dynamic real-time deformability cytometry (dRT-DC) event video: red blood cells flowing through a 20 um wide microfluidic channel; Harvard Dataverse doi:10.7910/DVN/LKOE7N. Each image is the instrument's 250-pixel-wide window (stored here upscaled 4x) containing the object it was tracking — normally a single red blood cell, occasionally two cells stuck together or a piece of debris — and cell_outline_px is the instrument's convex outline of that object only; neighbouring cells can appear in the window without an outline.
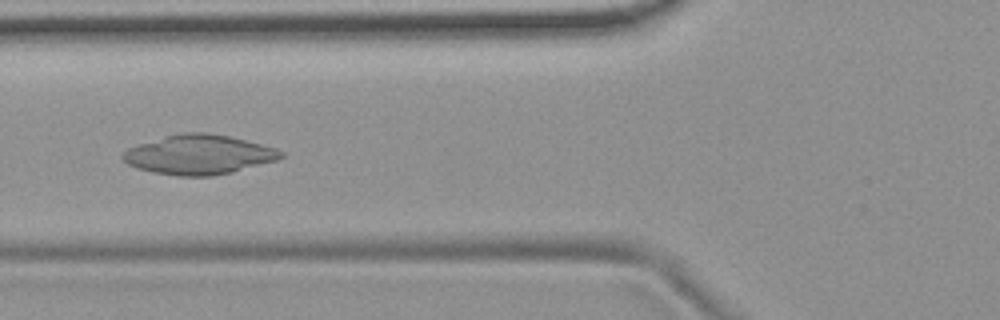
{"species": "common noctule bat (a hibernating species)", "species_latin": "Nyctalus noctula", "temperature_condition": "room temperature", "stored_images_in_passage": 9, "camera_frame_rate_fps": 3000, "um_per_image_px": 0.085, "animal": {"sex": "female", "body_mass_g": 19.9}, "frame": {"image": 1, "passage_image": 6, "time_ms": 6.0, "image_size_px": [1000, 320], "cell_outline_px": [[284, 156], [276, 160], [232, 172], [212, 176], [176, 176], [152, 172], [136, 168], [128, 164], [120, 156], [128, 148], [164, 136], [184, 132], [208, 132], [228, 136], [276, 148], [284, 152]], "centroid_in_image_um": [16.89, 13.15], "position_along_channel_um": 108.9, "area_um2": 36.24}}
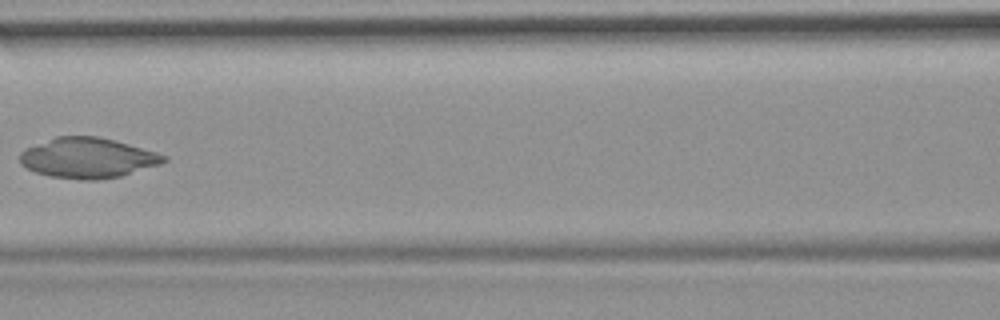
{"frame": {"image": 2, "passage_image": 7, "time_ms": 7.333, "image_size_px": [1000, 320], "cell_outline_px": [[168, 160], [160, 164], [120, 176], [96, 180], [84, 180], [48, 176], [36, 172], [20, 164], [20, 152], [24, 148], [56, 136], [96, 136], [128, 144], [156, 152], [168, 156]], "centroid_in_image_um": [7.43, 13.42], "position_along_channel_um": 159.2, "area_um2": 33.64}}
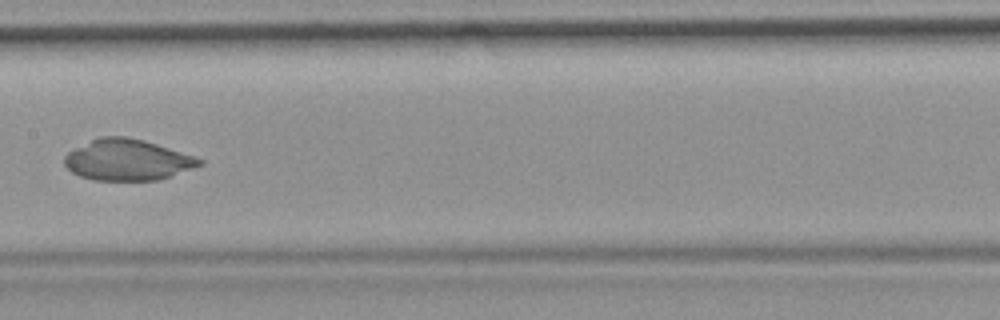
{"frame": {"image": 3, "passage_image": 8, "time_ms": 8.333, "image_size_px": [1000, 320], "cell_outline_px": [[204, 164], [160, 180], [92, 180], [80, 176], [72, 172], [64, 164], [64, 156], [68, 152], [100, 136], [128, 136], [144, 140], [204, 160]], "centroid_in_image_um": [10.82, 13.6], "position_along_channel_um": 196.6, "area_um2": 32.08}}